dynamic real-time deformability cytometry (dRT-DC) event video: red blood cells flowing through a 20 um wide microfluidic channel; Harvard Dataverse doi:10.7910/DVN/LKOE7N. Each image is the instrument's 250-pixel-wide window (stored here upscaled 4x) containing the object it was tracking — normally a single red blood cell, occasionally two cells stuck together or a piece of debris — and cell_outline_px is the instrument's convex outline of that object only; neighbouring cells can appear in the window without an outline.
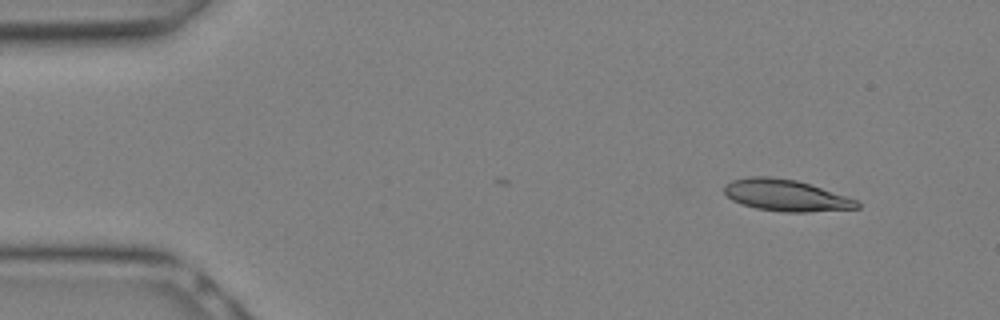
{"species": "Egyptian fruit bat (a non-hibernating species)", "species_latin": "Rousettus aegyptiacus", "temperature_condition": "warm", "stored_images_in_passage": 10, "camera_frame_rate_fps": 3000, "um_per_image_px": 0.085, "animal": {"sex": "female"}, "frame": {"image": 1, "passage_image": 3, "time_ms": 0.667, "image_size_px": [1000, 320], "cell_outline_px": [[860, 208], [808, 212], [784, 212], [756, 208], [732, 200], [724, 192], [724, 184], [732, 180], [748, 176], [768, 176], [796, 180], [856, 200], [860, 204]], "centroid_in_image_um": [66.75, 16.6], "position_along_channel_um": 18.2, "area_um2": 24.1}}
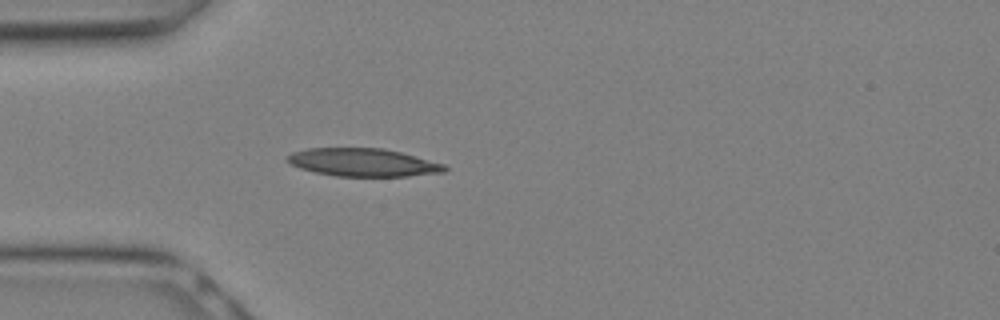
{"frame": {"image": 2, "passage_image": 8, "time_ms": 2.333, "image_size_px": [1000, 320], "cell_outline_px": [[448, 168], [444, 172], [408, 176], [336, 176], [316, 172], [300, 168], [284, 160], [284, 156], [292, 152], [308, 148], [384, 148], [400, 152], [444, 164]], "centroid_in_image_um": [30.82, 13.8], "position_along_channel_um": 54.2, "area_um2": 25.61}}
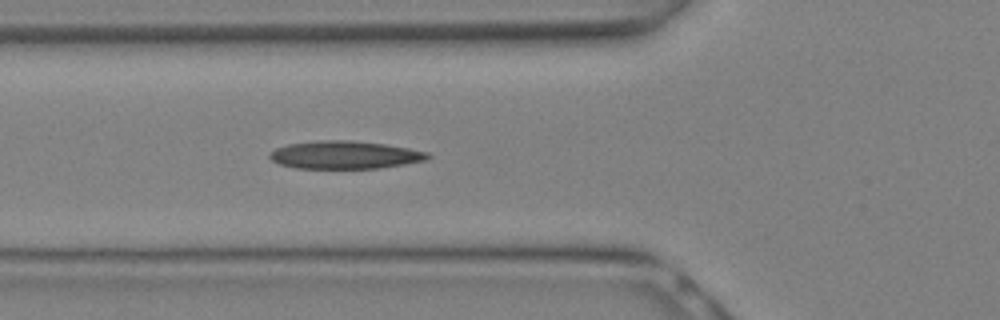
{"frame": {"image": 3, "passage_image": 10, "time_ms": 3.0, "image_size_px": [1000, 320], "cell_outline_px": [[432, 156], [428, 160], [380, 168], [296, 168], [280, 164], [272, 160], [268, 156], [268, 152], [276, 148], [288, 144], [320, 140], [352, 140], [384, 144], [408, 148], [428, 152]], "centroid_in_image_um": [29.31, 13.16], "position_along_channel_um": 96.5, "area_um2": 25.72}}